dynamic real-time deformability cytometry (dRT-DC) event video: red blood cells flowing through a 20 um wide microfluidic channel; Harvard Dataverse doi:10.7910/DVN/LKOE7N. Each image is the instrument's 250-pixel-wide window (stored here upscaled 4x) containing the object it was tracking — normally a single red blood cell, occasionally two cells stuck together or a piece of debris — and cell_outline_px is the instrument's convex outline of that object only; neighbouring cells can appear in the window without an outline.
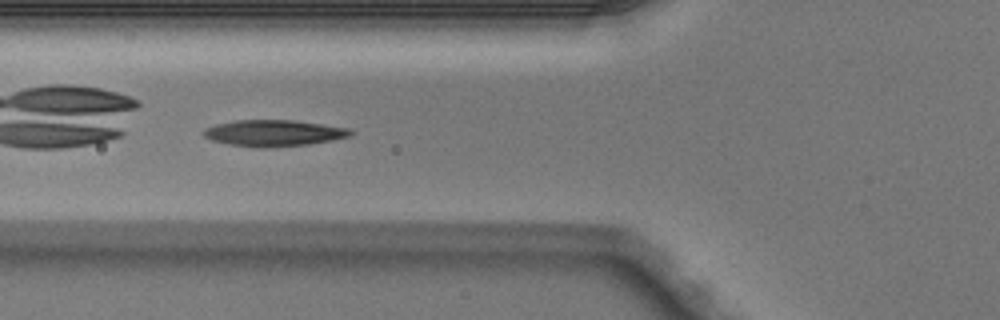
{"species": "Egyptian fruit bat (a non-hibernating species)", "species_latin": "Rousettus aegyptiacus", "temperature_condition": "warm", "stored_images_in_passage": 7, "camera_frame_rate_fps": 3000, "um_per_image_px": 0.085, "animal": {"sex": "male"}, "frame": {"image": 1, "passage_image": 5, "time_ms": 1.333, "image_size_px": [1000, 320], "cell_outline_px": [[352, 132], [348, 136], [332, 140], [308, 144], [264, 148], [256, 148], [228, 144], [212, 140], [204, 136], [200, 132], [204, 128], [216, 124], [236, 120], [296, 120], [352, 128]], "centroid_in_image_um": [23.24, 11.3], "position_along_channel_um": 102.6, "area_um2": 22.72}}
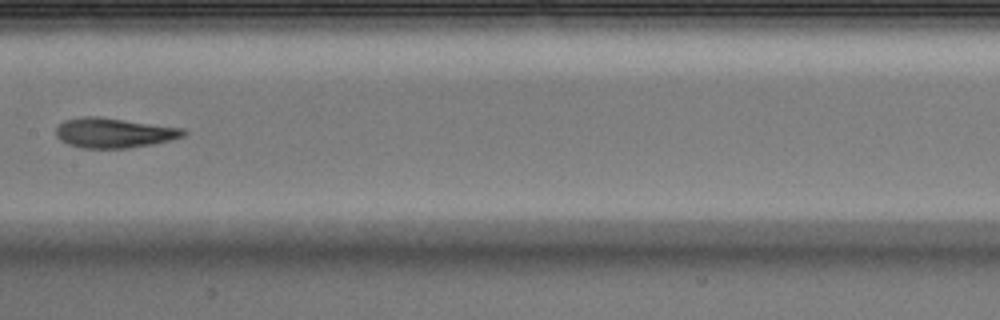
{"frame": {"image": 2, "passage_image": 7, "time_ms": 2.0, "image_size_px": [1000, 320], "cell_outline_px": [[188, 132], [184, 136], [172, 140], [152, 144], [128, 148], [80, 148], [68, 144], [60, 140], [56, 136], [56, 128], [64, 120], [80, 116], [96, 116], [184, 128]], "centroid_in_image_um": [9.68, 11.29], "position_along_channel_um": 197.7, "area_um2": 22.31}}